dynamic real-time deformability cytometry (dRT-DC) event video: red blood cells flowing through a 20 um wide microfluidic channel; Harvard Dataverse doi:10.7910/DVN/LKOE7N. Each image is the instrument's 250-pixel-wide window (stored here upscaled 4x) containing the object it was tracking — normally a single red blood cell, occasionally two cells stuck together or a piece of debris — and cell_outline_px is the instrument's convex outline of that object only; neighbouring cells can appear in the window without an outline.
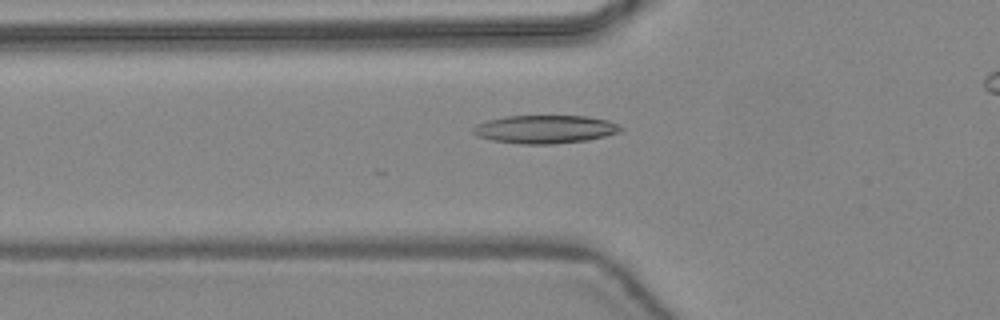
{"species": "common noctule bat (a hibernating species)", "species_latin": "Nyctalus noctula", "temperature_condition": "warm", "stored_images_in_passage": 43, "camera_frame_rate_fps": 3000, "um_per_image_px": 0.085, "animal": {"sex": "female", "body_mass_g": 24.6, "forearm_length_mm": 56.2}, "frame": {"image": 1, "passage_image": 18, "time_ms": 5.667, "image_size_px": [1000, 320], "cell_outline_px": [[624, 128], [620, 132], [588, 140], [552, 144], [524, 144], [492, 140], [476, 136], [472, 132], [472, 128], [476, 124], [488, 120], [504, 116], [584, 116], [608, 120]], "centroid_in_image_um": [46.3, 10.98], "position_along_channel_um": 79.5, "area_um2": 24.22}}
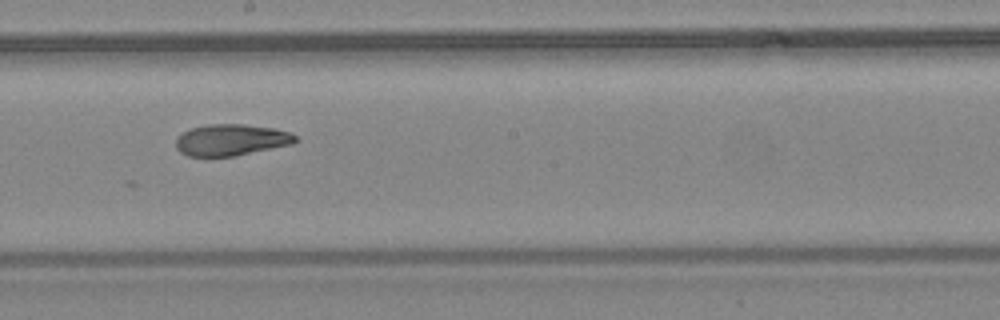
{"frame": {"image": 2, "passage_image": 28, "time_ms": 9.0, "image_size_px": [1000, 320], "cell_outline_px": [[296, 140], [292, 144], [232, 156], [188, 156], [180, 152], [176, 148], [176, 140], [184, 132], [192, 128], [208, 124], [244, 124], [272, 128], [288, 132], [296, 136]], "centroid_in_image_um": [19.62, 11.89], "position_along_channel_um": 228.6, "area_um2": 21.5}}
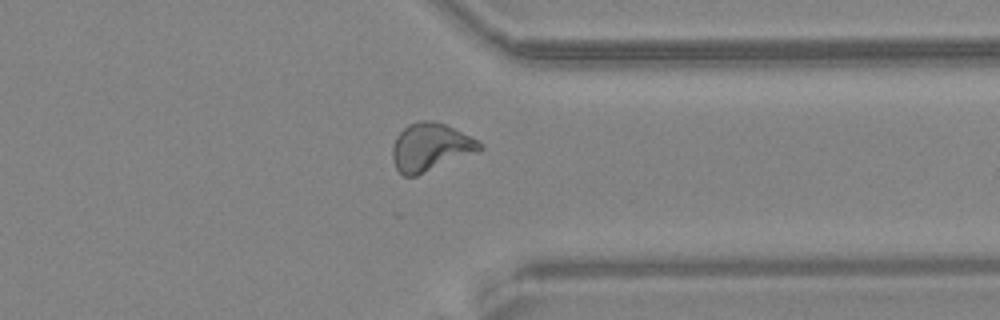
{"frame": {"image": 3, "passage_image": 38, "time_ms": 12.333, "image_size_px": [1000, 320], "cell_outline_px": [[484, 148], [480, 152], [416, 176], [404, 176], [396, 168], [392, 160], [392, 148], [396, 136], [408, 124], [420, 120], [436, 120], [484, 144]], "centroid_in_image_um": [36.59, 12.52], "position_along_channel_um": 374.8, "area_um2": 24.51}}